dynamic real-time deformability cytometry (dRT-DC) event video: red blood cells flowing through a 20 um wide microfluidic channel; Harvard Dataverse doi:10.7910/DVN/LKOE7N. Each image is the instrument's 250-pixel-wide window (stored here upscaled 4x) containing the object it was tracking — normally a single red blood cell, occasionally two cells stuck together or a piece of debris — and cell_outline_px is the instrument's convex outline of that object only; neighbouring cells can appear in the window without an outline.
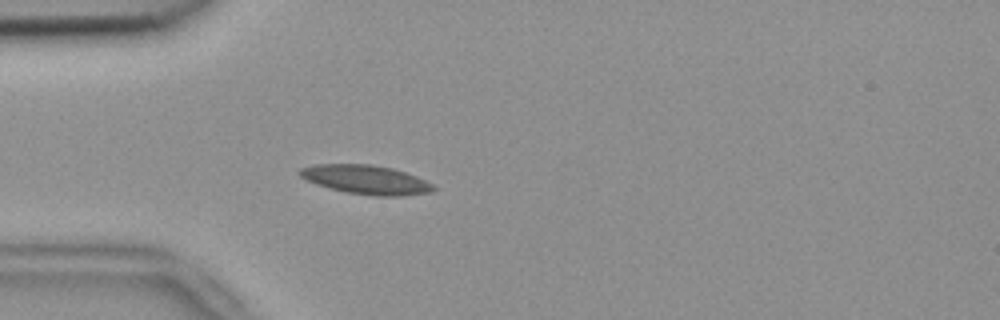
{"species": "common noctule bat (a hibernating species)", "species_latin": "Nyctalus noctula", "temperature_condition": "room temperature", "stored_images_in_passage": 54, "camera_frame_rate_fps": 3000, "um_per_image_px": 0.085, "animal": {"sex": "female", "body_mass_g": 18.4}, "frame": {"image": 1, "passage_image": 15, "time_ms": 4.667, "image_size_px": [1000, 320], "cell_outline_px": [[436, 188], [432, 192], [404, 196], [376, 196], [348, 192], [328, 188], [316, 184], [300, 176], [296, 172], [300, 168], [316, 164], [372, 164], [392, 168], [416, 176], [432, 184]], "centroid_in_image_um": [31.1, 15.27], "position_along_channel_um": 53.9, "area_um2": 22.6}}
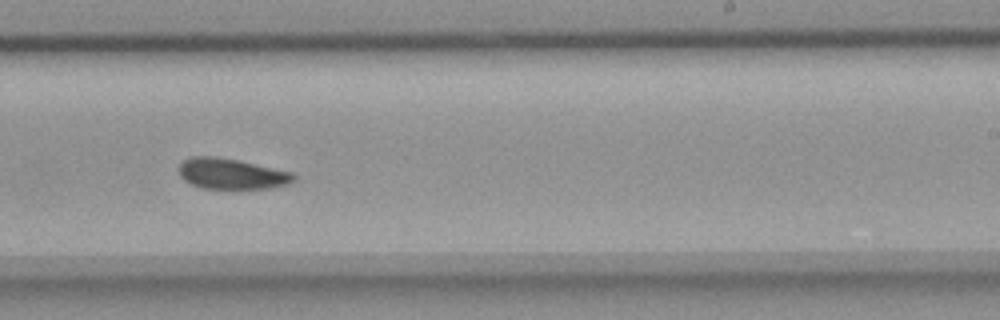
{"frame": {"image": 2, "passage_image": 33, "time_ms": 10.667, "image_size_px": [1000, 320], "cell_outline_px": [[296, 180], [288, 184], [272, 188], [200, 188], [184, 180], [180, 176], [180, 164], [184, 160], [192, 156], [216, 156], [240, 160], [292, 172], [296, 176]], "centroid_in_image_um": [19.71, 14.76], "position_along_channel_um": 269.3, "area_um2": 20.58}}
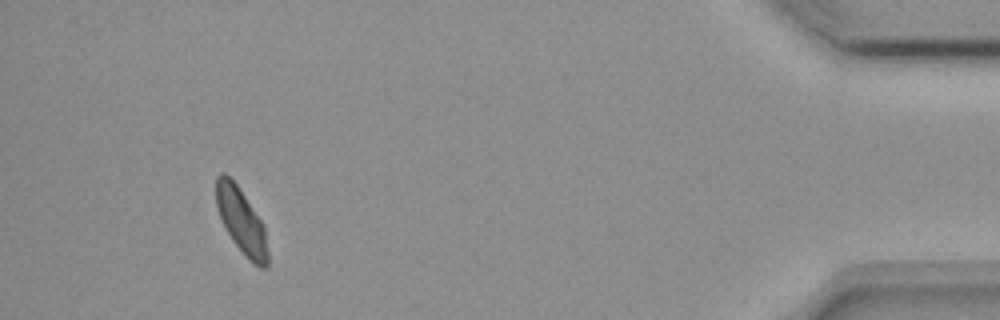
{"frame": {"image": 3, "passage_image": 50, "time_ms": 16.333, "image_size_px": [1000, 320], "cell_outline_px": [[268, 268], [260, 268], [248, 260], [232, 240], [220, 216], [216, 204], [216, 176], [220, 172], [224, 172], [236, 184], [264, 224], [268, 252]], "centroid_in_image_um": [20.53, 18.81], "position_along_channel_um": 414.7, "area_um2": 19.54}, "authors_computed_cell_mechanics": {"area_um2": 21.0392, "velocity_mm_per_s": 3.7214, "shape_relaxation_time_tau1_ms": null, "shape_relaxation_time_tau2_ms": 6.4044, "deformation_change_tau1": null, "deformation_change_tau2": 0.0934}}